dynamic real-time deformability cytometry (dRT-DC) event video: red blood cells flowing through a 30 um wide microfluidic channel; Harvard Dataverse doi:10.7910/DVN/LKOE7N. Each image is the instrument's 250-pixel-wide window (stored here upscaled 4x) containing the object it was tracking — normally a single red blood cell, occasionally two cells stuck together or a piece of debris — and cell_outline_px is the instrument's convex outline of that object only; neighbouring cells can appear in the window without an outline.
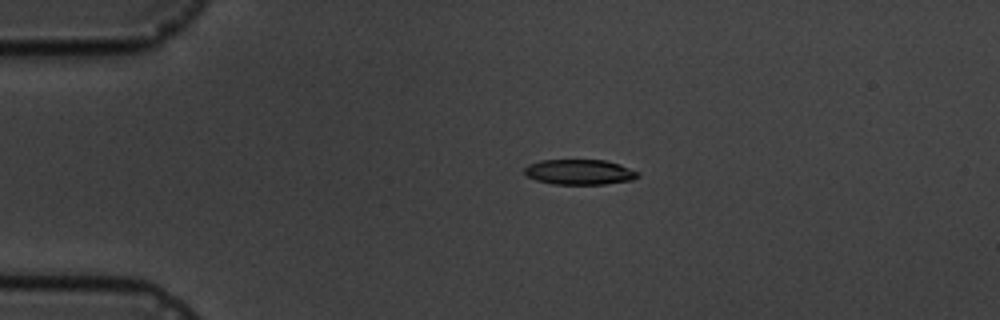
{"species": "common noctule bat (a hibernating species)", "species_latin": "Nyctalus noctula", "temperature_condition": "cold", "stored_images_in_passage": 5, "camera_frame_rate_fps": 3000, "um_per_image_px": 0.085, "animal": {"sex": "male", "body_mass_g": 19.5, "forearm_length_mm": 54.6}, "frame": {"image": 1, "passage_image": 4, "time_ms": 4.0, "image_size_px": [1000, 320], "cell_outline_px": [[640, 176], [632, 180], [604, 184], [552, 184], [536, 180], [528, 176], [524, 172], [524, 168], [528, 164], [540, 160], [604, 160], [620, 164], [640, 172]], "centroid_in_image_um": [49.27, 14.62], "position_along_channel_um": 35.7, "area_um2": 16.76}}